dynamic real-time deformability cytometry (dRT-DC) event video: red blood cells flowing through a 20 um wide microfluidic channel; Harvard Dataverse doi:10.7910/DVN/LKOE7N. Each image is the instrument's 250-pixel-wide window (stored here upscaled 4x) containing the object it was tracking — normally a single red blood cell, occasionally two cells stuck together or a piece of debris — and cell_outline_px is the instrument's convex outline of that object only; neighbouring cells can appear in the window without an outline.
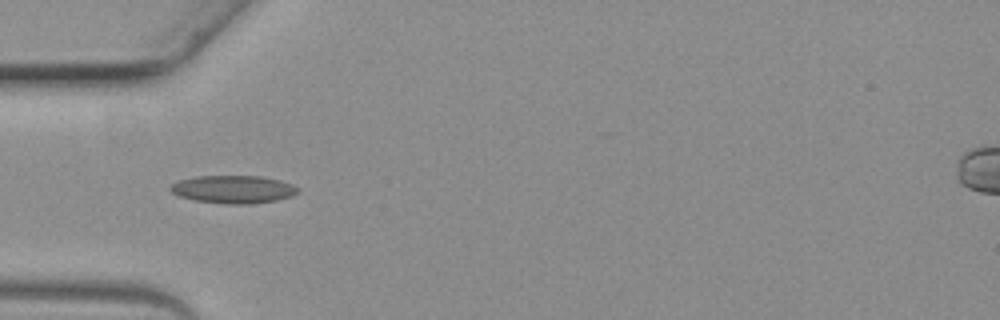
{"species": "common noctule bat (a hibernating species)", "species_latin": "Nyctalus noctula", "temperature_condition": "warm", "stored_images_in_passage": 2, "camera_frame_rate_fps": 3000, "um_per_image_px": 0.085, "animal": {"sex": "female", "body_mass_g": 19.3, "forearm_length_mm": 54.1}, "frame": {"image": 1, "passage_image": 1, "time_ms": 0.0, "image_size_px": [1000, 320], "cell_outline_px": [[300, 192], [292, 196], [276, 200], [252, 204], [224, 204], [196, 200], [180, 196], [172, 192], [168, 188], [172, 184], [180, 180], [196, 176], [260, 176], [280, 180], [292, 184], [300, 188]], "centroid_in_image_um": [19.87, 16.09], "position_along_channel_um": 65.1, "area_um2": 20.75}}
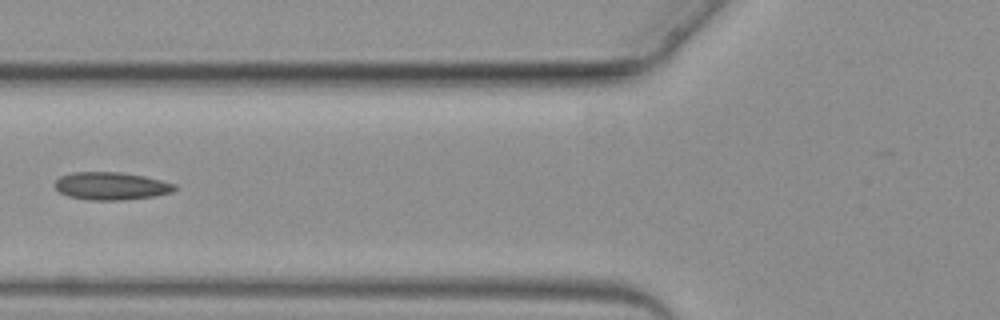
{"frame": {"image": 2, "passage_image": 2, "time_ms": 1.0, "image_size_px": [1000, 320], "cell_outline_px": [[176, 188], [172, 192], [156, 196], [124, 200], [88, 200], [68, 196], [60, 192], [56, 188], [56, 180], [60, 176], [72, 172], [120, 172], [144, 176], [176, 184]], "centroid_in_image_um": [9.46, 15.81], "position_along_channel_um": 116.3, "area_um2": 19.36}}